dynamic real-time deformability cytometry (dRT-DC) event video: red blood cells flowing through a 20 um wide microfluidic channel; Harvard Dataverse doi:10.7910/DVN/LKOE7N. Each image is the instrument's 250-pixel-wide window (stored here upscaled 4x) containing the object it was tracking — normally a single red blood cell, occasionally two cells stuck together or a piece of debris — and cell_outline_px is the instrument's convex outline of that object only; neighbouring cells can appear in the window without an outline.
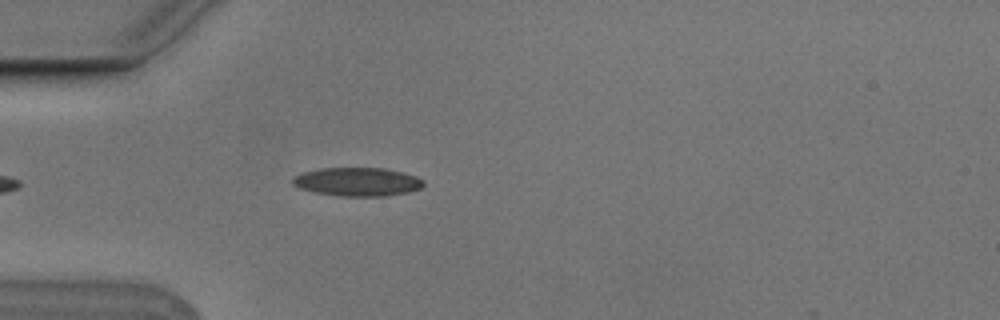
{"species": "Egyptian fruit bat (a non-hibernating species)", "species_latin": "Rousettus aegyptiacus", "temperature_condition": "cold", "stored_images_in_passage": 4, "camera_frame_rate_fps": 3000, "um_per_image_px": 0.085, "animal": {"sex": "male"}, "frame": {"image": 1, "passage_image": 4, "time_ms": 1.0, "image_size_px": [1000, 320], "cell_outline_px": [[424, 184], [420, 188], [408, 192], [384, 196], [340, 196], [312, 192], [300, 188], [292, 184], [292, 180], [296, 176], [304, 172], [320, 168], [384, 168], [416, 176], [424, 180]], "centroid_in_image_um": [30.37, 15.46], "position_along_channel_um": 54.6, "area_um2": 21.68}}